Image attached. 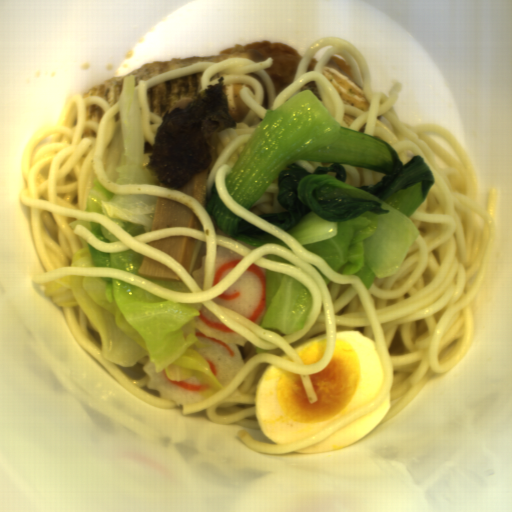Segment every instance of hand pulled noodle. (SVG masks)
Segmentation results:
<instances>
[{
	"mask_svg": "<svg viewBox=\"0 0 512 512\" xmlns=\"http://www.w3.org/2000/svg\"><path fill=\"white\" fill-rule=\"evenodd\" d=\"M327 174H332L334 177L337 175L334 171L327 172Z\"/></svg>",
	"mask_w": 512,
	"mask_h": 512,
	"instance_id": "obj_7",
	"label": "hand pulled noodle"
},
{
	"mask_svg": "<svg viewBox=\"0 0 512 512\" xmlns=\"http://www.w3.org/2000/svg\"><path fill=\"white\" fill-rule=\"evenodd\" d=\"M118 115L120 124L102 153L107 176L119 185H157L160 182L152 170L144 167V117L136 75L124 77Z\"/></svg>",
	"mask_w": 512,
	"mask_h": 512,
	"instance_id": "obj_2",
	"label": "hand pulled noodle"
},
{
	"mask_svg": "<svg viewBox=\"0 0 512 512\" xmlns=\"http://www.w3.org/2000/svg\"><path fill=\"white\" fill-rule=\"evenodd\" d=\"M330 45L333 48L324 53L314 70L306 73L315 52ZM334 53L346 58L354 80L370 102L367 112L344 106L342 98L322 73L324 65ZM273 62L272 57L263 62L239 57H229L220 62H194L147 80H139L137 85L144 141L153 148L162 118L149 112L147 88L201 71L204 72L201 76L202 89L207 85L219 84L217 79L220 76L225 77L222 81L225 86L245 83L253 87L255 95L248 88L240 90L241 98L251 109L246 118L236 123V128L212 133L208 140L212 148V162L207 168L206 200L210 198L214 184L228 210L282 240L290 249L275 243L256 247L233 239L215 227L209 212L197 199L177 189L160 186V182L117 184L112 181L105 171L103 152L111 144L121 124L119 102L111 106L103 97L96 95L85 98L76 92L65 102L55 124H45L29 137L21 159L22 190L19 200L29 209L33 247L39 263L46 270V273L32 276L33 285L41 286L64 276L116 279L167 301L182 305L203 304L229 330L247 339L244 346L236 344L243 365L230 383L202 403L182 404L183 417L204 411L212 423L227 426L235 423L244 428L261 430L256 416L255 394L265 367L271 365L300 375L308 402L312 404L318 402L319 398L310 375L321 372L332 362L337 332L359 331L374 340L384 372L381 391L374 401L328 423L315 434L286 444L259 442L248 431L239 429L237 438L245 446L256 453L279 456L324 442L357 419L376 411L390 395V408L383 420L374 427L378 428L411 404L433 374L446 373L463 360L474 342L481 288L487 278L498 234L495 222L497 190L488 189L486 209L478 201V173L461 142L440 124L411 125L399 119L395 104L403 83L395 81L388 96L383 92H372L371 70L357 46L342 37H324L314 41L304 50L293 82L278 94L271 75L264 70ZM255 72L267 83L268 110H274L289 96L308 89L326 106L340 126L359 132L365 125V134L389 143L397 151L403 165L414 155L423 156L428 162L436 183L419 209L409 218L421 235L394 276L379 280L376 277L368 290L358 276L334 272L325 260L303 249L302 244L289 233L248 211L229 195L225 186L226 176L232 173L231 167L267 111L261 107L263 86L255 77L246 76ZM90 104L103 107L105 112L100 123L86 121V107ZM344 113L357 118L349 127L343 119ZM384 114L393 123L398 139L383 122L377 120L376 117ZM88 129L97 134V139L85 137L81 140L83 132ZM426 132L440 133L454 148L462 163ZM52 134L51 142L36 151L30 169L31 153L39 142ZM435 152L451 168H439ZM49 163L50 173L46 181L38 173ZM96 177L105 189L115 194L157 195L185 204L201 220L204 232L170 227L133 238L107 216L84 211L86 197L94 187ZM475 213L485 219L483 228ZM76 218L100 223L121 241L105 243L81 225L73 230L68 225ZM78 235L101 252H121L132 248L141 255L168 265L193 293L175 292L149 282L144 276L115 268L70 267L73 254L82 248ZM171 236L199 239L189 273L173 257L147 244ZM216 244L230 248L245 258L212 287ZM206 254L202 291L192 273L200 268L201 257ZM264 254L282 257L296 266L264 258ZM252 263L265 270L294 277L309 288L313 310L302 330L284 335L275 329H264L211 300L236 282ZM310 264L315 265L332 282L326 285L322 275ZM476 273L478 275L472 286L468 280ZM324 333L327 335V347L322 360L304 365L293 347ZM254 346L273 351L256 354ZM285 353L294 363L279 357Z\"/></svg>",
	"mask_w": 512,
	"mask_h": 512,
	"instance_id": "obj_1",
	"label": "hand pulled noodle"
},
{
	"mask_svg": "<svg viewBox=\"0 0 512 512\" xmlns=\"http://www.w3.org/2000/svg\"><path fill=\"white\" fill-rule=\"evenodd\" d=\"M68 329L78 346L102 365L116 382L134 397L143 402L164 409H177L175 401L160 398L156 389H147L149 376L142 368L149 362L145 357L135 366H124L103 358L99 330L81 307L62 308Z\"/></svg>",
	"mask_w": 512,
	"mask_h": 512,
	"instance_id": "obj_3",
	"label": "hand pulled noodle"
},
{
	"mask_svg": "<svg viewBox=\"0 0 512 512\" xmlns=\"http://www.w3.org/2000/svg\"><path fill=\"white\" fill-rule=\"evenodd\" d=\"M295 163L303 167L309 173H314L317 167H329L334 163H321L313 160H297Z\"/></svg>",
	"mask_w": 512,
	"mask_h": 512,
	"instance_id": "obj_6",
	"label": "hand pulled noodle"
},
{
	"mask_svg": "<svg viewBox=\"0 0 512 512\" xmlns=\"http://www.w3.org/2000/svg\"><path fill=\"white\" fill-rule=\"evenodd\" d=\"M279 176L264 190L257 201L248 210L260 216L265 213H290L278 200Z\"/></svg>",
	"mask_w": 512,
	"mask_h": 512,
	"instance_id": "obj_4",
	"label": "hand pulled noodle"
},
{
	"mask_svg": "<svg viewBox=\"0 0 512 512\" xmlns=\"http://www.w3.org/2000/svg\"><path fill=\"white\" fill-rule=\"evenodd\" d=\"M343 166L347 174L345 183L350 184L356 188L361 186H373L375 184H378L382 176L387 175L363 167H355L350 165Z\"/></svg>",
	"mask_w": 512,
	"mask_h": 512,
	"instance_id": "obj_5",
	"label": "hand pulled noodle"
}]
</instances>
